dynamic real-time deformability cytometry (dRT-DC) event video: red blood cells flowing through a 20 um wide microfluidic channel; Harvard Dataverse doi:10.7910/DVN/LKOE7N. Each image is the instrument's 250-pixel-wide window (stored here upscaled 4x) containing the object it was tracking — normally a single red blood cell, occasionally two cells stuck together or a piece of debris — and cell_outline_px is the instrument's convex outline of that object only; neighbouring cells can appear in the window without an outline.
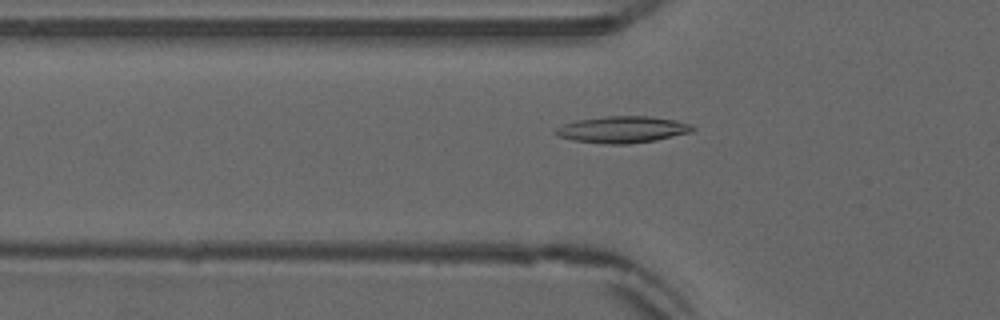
{"species": "common noctule bat (a hibernating species)", "species_latin": "Nyctalus noctula", "temperature_condition": "warm", "stored_images_in_passage": 53, "camera_frame_rate_fps": 3000, "um_per_image_px": 0.085, "animal": {"sex": "male", "forearm_length_mm": 52.5}, "frame": {"image": 1, "passage_image": 18, "time_ms": 5.667, "image_size_px": [1000, 320], "cell_outline_px": [[696, 128], [692, 132], [656, 140], [628, 144], [604, 144], [572, 140], [556, 136], [552, 132], [556, 128], [564, 124], [576, 120], [604, 116], [652, 116], [676, 120], [692, 124]], "centroid_in_image_um": [52.9, 11.01], "position_along_channel_um": 72.9, "area_um2": 21.56}}
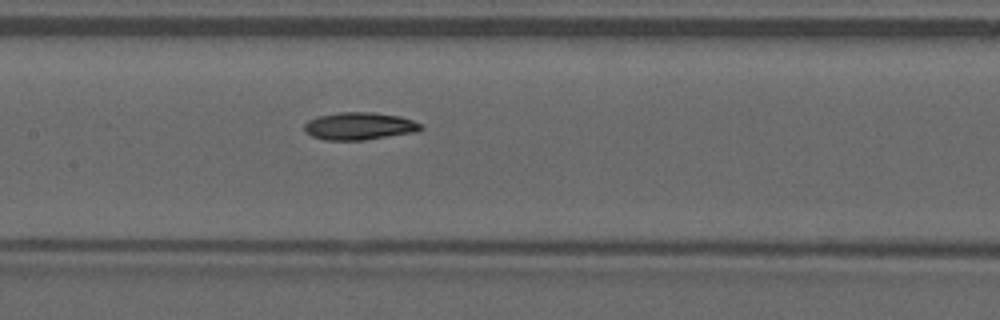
{"frame": {"image": 2, "passage_image": 26, "time_ms": 8.333, "image_size_px": [1000, 320], "cell_outline_px": [[424, 128], [420, 132], [364, 140], [324, 140], [312, 136], [304, 128], [304, 124], [308, 120], [320, 116], [340, 112], [372, 112], [400, 116], [412, 120], [420, 124]], "centroid_in_image_um": [30.6, 10.72], "position_along_channel_um": 176.8, "area_um2": 18.73}}
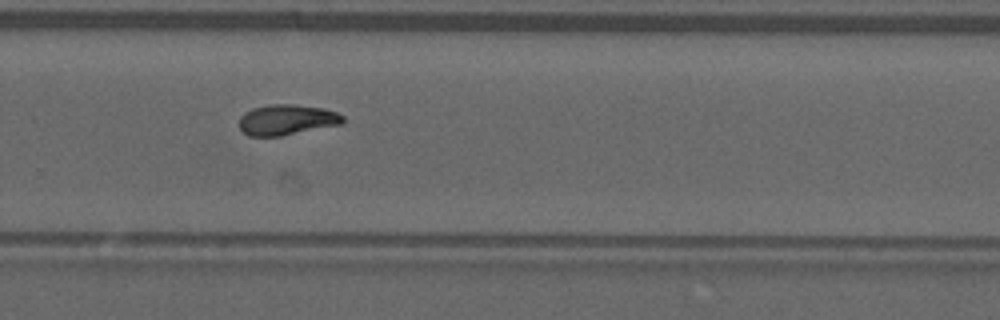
{"frame": {"image": 3, "passage_image": 36, "time_ms": 11.667, "image_size_px": [1000, 320], "cell_outline_px": [[344, 124], [280, 136], [248, 136], [240, 128], [240, 116], [244, 112], [252, 108], [272, 104], [292, 104], [324, 108], [336, 112], [344, 116]], "centroid_in_image_um": [24.4, 10.18], "position_along_channel_um": 305.4, "area_um2": 18.55}, "authors_computed_cell_mechanics": {"area_um2": 18.6694, "velocity_mm_per_s": 3.8867, "shape_relaxation_time_tau1_ms": 7.3031, "shape_relaxation_time_tau2_ms": null, "deformation_change_tau1": 0.1998, "deformation_change_tau2": null}}